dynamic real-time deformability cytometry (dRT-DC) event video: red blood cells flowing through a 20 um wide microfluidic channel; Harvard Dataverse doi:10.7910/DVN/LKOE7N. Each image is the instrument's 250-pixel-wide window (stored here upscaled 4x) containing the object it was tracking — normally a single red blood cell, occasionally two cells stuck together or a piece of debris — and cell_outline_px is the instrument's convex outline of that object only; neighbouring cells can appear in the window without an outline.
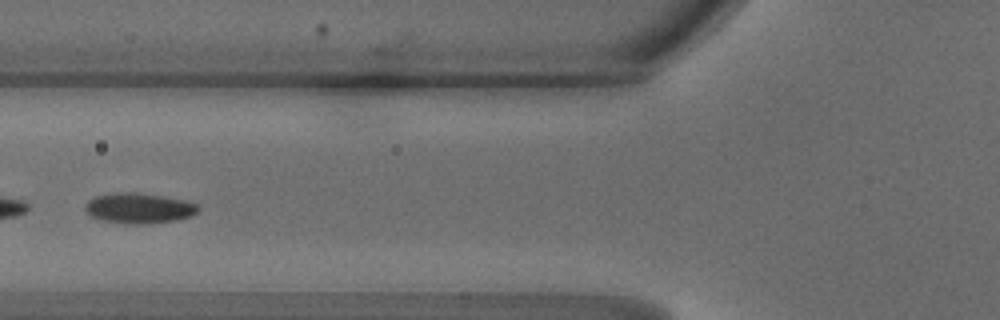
{"species": "common noctule bat (a hibernating species)", "species_latin": "Nyctalus noctula", "temperature_condition": "warm", "stored_images_in_passage": 34, "camera_frame_rate_fps": 3000, "um_per_image_px": 0.085, "animal": {"sex": "male", "body_mass_g": 18.8}, "frame": {"image": 1, "passage_image": 6, "time_ms": 1.667, "image_size_px": [1000, 320], "cell_outline_px": [[200, 208], [192, 216], [176, 220], [144, 224], [132, 224], [100, 220], [92, 216], [84, 208], [84, 204], [88, 200], [96, 196], [112, 192], [136, 192], [164, 196], [184, 200], [196, 204]], "centroid_in_image_um": [11.79, 17.68], "position_along_channel_um": 114.0, "area_um2": 20.06}, "authors_computed_cell_mechanics": {"area_um2": 19.6231, "velocity_mm_per_s": 4.1909, "shape_relaxation_time_tau1_ms": 2.8548, "shape_relaxation_time_tau2_ms": 3.0447, "deformation_change_tau1": 0.0989, "deformation_change_tau2": 0.052}}